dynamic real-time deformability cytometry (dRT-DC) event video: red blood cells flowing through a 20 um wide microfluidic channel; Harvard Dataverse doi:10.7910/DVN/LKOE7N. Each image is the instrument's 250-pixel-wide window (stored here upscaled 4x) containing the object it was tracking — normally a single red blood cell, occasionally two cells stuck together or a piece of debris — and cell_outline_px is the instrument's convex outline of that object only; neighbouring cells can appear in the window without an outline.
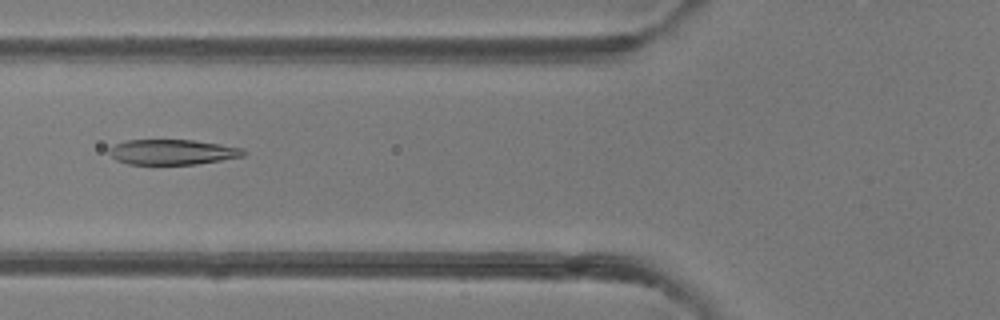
{"species": "common noctule bat (a hibernating species)", "species_latin": "Nyctalus noctula", "temperature_condition": "room temperature", "stored_images_in_passage": 49, "camera_frame_rate_fps": 3000, "um_per_image_px": 0.085, "animal": {"sex": "female"}, "frame": {"image": 1, "passage_image": 19, "time_ms": 6.0, "image_size_px": [1000, 320], "cell_outline_px": [[248, 152], [244, 156], [196, 164], [128, 164], [116, 160], [108, 152], [108, 148], [124, 140], [192, 140], [220, 144], [244, 148]], "centroid_in_image_um": [14.66, 12.92], "position_along_channel_um": 111.1, "area_um2": 19.77}}
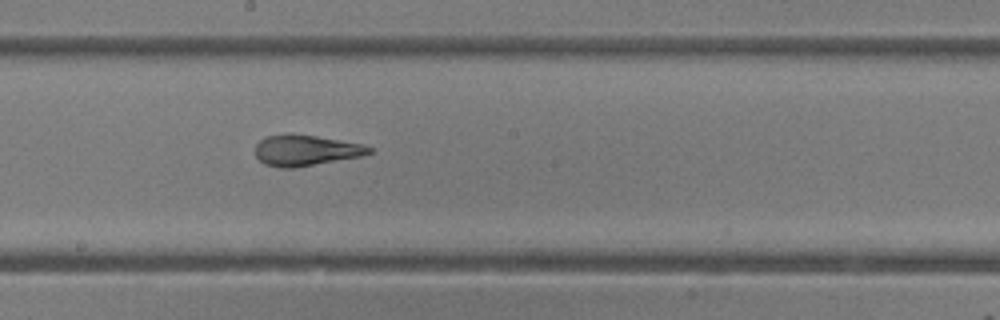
{"frame": {"image": 2, "passage_image": 27, "time_ms": 8.667, "image_size_px": [1000, 320], "cell_outline_px": [[372, 152], [364, 156], [296, 168], [280, 168], [264, 164], [256, 156], [256, 144], [260, 140], [268, 136], [288, 132], [292, 132], [364, 144], [372, 148]], "centroid_in_image_um": [26.0, 12.77], "position_along_channel_um": 222.2, "area_um2": 20.87}}
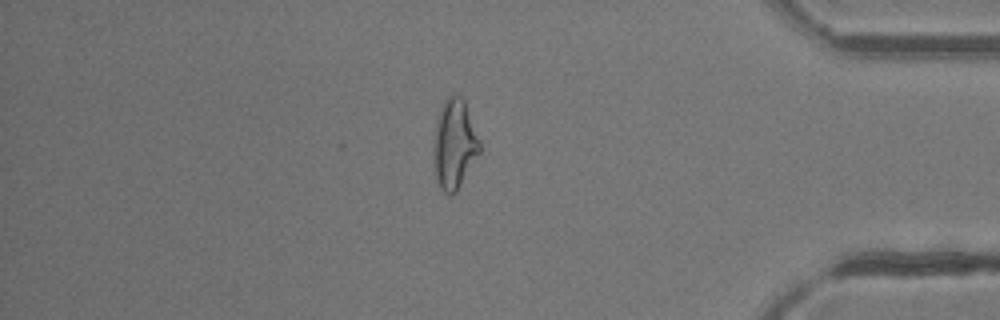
{"frame": {"image": 3, "passage_image": 42, "time_ms": 13.667, "image_size_px": [1000, 320], "cell_outline_px": [[480, 152], [456, 192], [452, 196], [448, 196], [440, 188], [436, 180], [432, 152], [436, 120], [440, 108], [444, 100], [448, 96], [460, 96], [464, 100], [480, 140]], "centroid_in_image_um": [38.6, 12.28], "position_along_channel_um": 396.6, "area_um2": 24.22}, "authors_computed_cell_mechanics": {"area_um2": 22.1374, "velocity_mm_per_s": 4.1366, "shape_relaxation_time_tau1_ms": 5.0195, "shape_relaxation_time_tau2_ms": 0.9774, "deformation_change_tau1": 0.2073, "deformation_change_tau2": 0.0786}}